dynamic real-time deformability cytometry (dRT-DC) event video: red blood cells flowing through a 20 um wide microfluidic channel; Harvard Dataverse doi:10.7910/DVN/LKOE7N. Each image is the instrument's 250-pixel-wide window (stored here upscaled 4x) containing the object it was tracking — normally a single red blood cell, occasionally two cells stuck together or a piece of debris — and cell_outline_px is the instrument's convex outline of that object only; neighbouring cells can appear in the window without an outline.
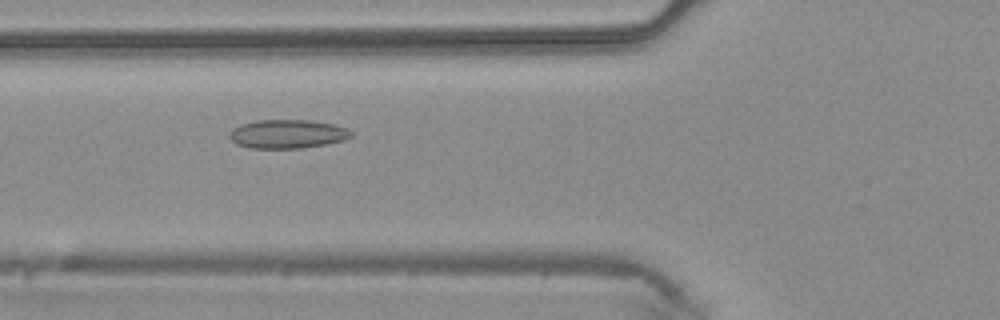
{"species": "common noctule bat (a hibernating species)", "species_latin": "Nyctalus noctula", "temperature_condition": "warm", "stored_images_in_passage": 36, "camera_frame_rate_fps": 3000, "um_per_image_px": 0.085, "animal": {"sex": "male", "body_mass_g": 20.4}, "frame": {"image": 1, "passage_image": 9, "time_ms": 2.667, "image_size_px": [1000, 320], "cell_outline_px": [[352, 136], [344, 140], [324, 144], [300, 148], [248, 148], [236, 144], [228, 136], [232, 128], [240, 124], [256, 120], [308, 120], [332, 124], [348, 128], [352, 132]], "centroid_in_image_um": [24.4, 11.38], "position_along_channel_um": 101.4, "area_um2": 20.4}}
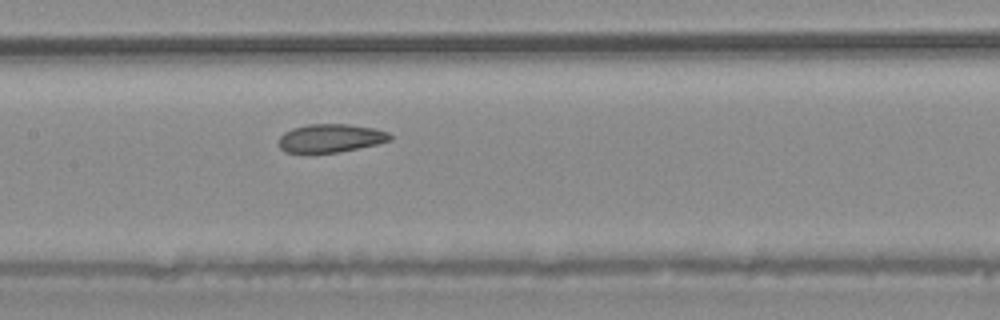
{"frame": {"image": 2, "passage_image": 14, "time_ms": 4.333, "image_size_px": [1000, 320], "cell_outline_px": [[392, 140], [376, 144], [340, 152], [284, 152], [280, 148], [280, 136], [284, 132], [292, 128], [308, 124], [348, 124], [376, 128], [388, 132], [392, 136]], "centroid_in_image_um": [28.13, 11.73], "position_along_channel_um": 179.3, "area_um2": 18.32}}
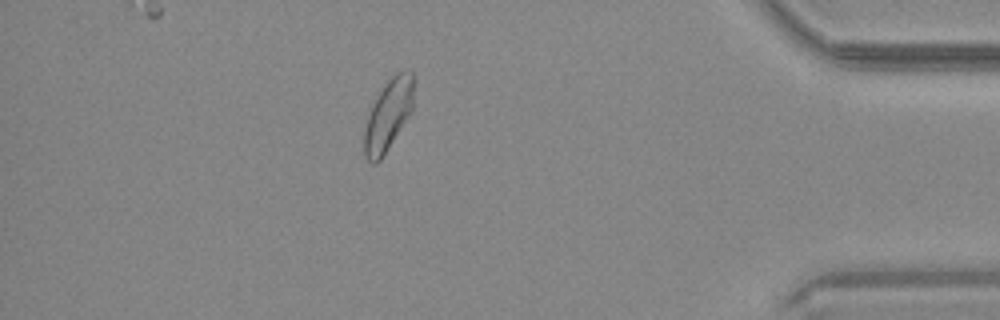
{"frame": {"image": 3, "passage_image": 31, "time_ms": 10.0, "image_size_px": [1000, 320], "cell_outline_px": [[412, 112], [380, 160], [376, 164], [372, 164], [364, 156], [364, 132], [368, 104], [388, 80], [396, 72], [412, 72]], "centroid_in_image_um": [32.93, 9.79], "position_along_channel_um": 402.3, "area_um2": 20.69}}